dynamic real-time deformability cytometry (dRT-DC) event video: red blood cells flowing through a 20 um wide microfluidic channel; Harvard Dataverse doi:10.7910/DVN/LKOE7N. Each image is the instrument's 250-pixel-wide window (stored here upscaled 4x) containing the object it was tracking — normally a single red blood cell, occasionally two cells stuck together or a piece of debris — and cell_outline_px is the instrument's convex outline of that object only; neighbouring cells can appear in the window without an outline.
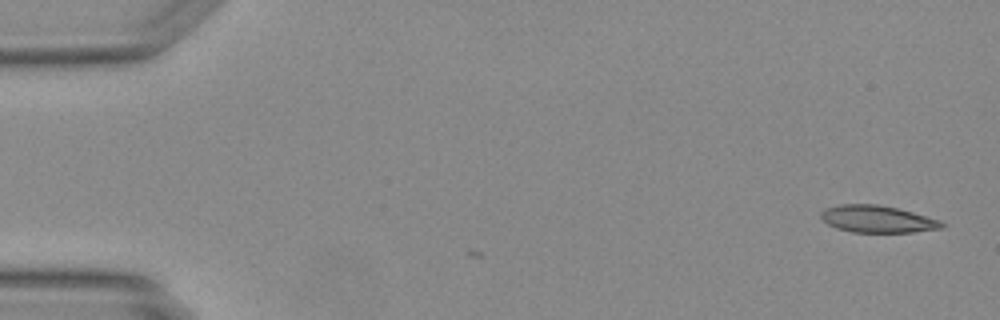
{"species": "Egyptian fruit bat (a non-hibernating species)", "species_latin": "Rousettus aegyptiacus", "temperature_condition": "warm", "stored_images_in_passage": 3, "camera_frame_rate_fps": 3000, "um_per_image_px": 0.085, "animal": {"sex": "female"}, "frame": {"image": 1, "passage_image": 3, "time_ms": 0.667, "image_size_px": [1000, 320], "cell_outline_px": [[948, 224], [944, 228], [912, 232], [852, 232], [836, 228], [828, 224], [820, 216], [820, 212], [824, 208], [840, 204], [876, 204], [896, 208], [912, 212], [940, 220]], "centroid_in_image_um": [74.59, 18.62], "position_along_channel_um": 10.4, "area_um2": 19.13}}